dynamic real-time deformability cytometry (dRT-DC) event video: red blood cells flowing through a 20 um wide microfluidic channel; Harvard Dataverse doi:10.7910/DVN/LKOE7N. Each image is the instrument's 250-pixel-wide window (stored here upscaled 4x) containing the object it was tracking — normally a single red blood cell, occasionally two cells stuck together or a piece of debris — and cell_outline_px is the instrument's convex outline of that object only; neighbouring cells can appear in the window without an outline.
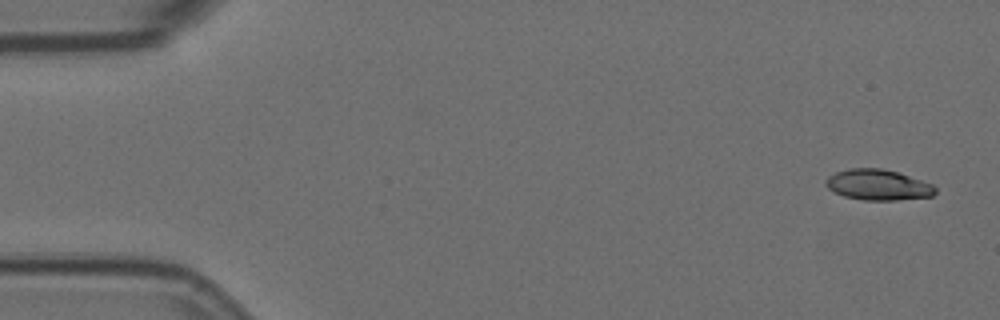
{"species": "Egyptian fruit bat (a non-hibernating species)", "species_latin": "Rousettus aegyptiacus", "temperature_condition": "room temperature", "stored_images_in_passage": 5, "camera_frame_rate_fps": 3000, "um_per_image_px": 0.085, "animal": {"sex": "female"}, "frame": {"image": 1, "passage_image": 1, "time_ms": 0.0, "image_size_px": [1000, 320], "cell_outline_px": [[936, 192], [932, 196], [896, 200], [864, 200], [844, 196], [832, 192], [824, 184], [824, 180], [828, 176], [836, 172], [848, 168], [880, 168], [896, 172], [932, 184], [936, 188]], "centroid_in_image_um": [74.57, 15.71], "position_along_channel_um": 10.4, "area_um2": 19.54}}